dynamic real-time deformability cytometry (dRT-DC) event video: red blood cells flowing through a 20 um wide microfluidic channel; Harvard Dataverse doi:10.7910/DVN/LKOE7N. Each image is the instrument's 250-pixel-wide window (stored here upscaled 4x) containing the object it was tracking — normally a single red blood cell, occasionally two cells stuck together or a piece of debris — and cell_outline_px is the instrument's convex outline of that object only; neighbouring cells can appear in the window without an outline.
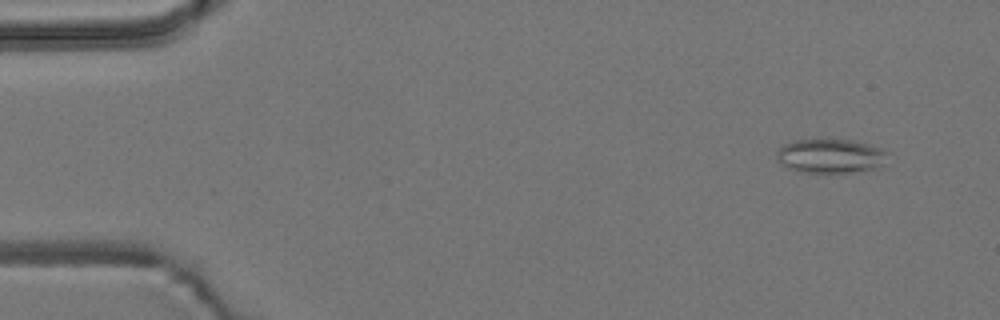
{"species": "common noctule bat (a hibernating species)", "species_latin": "Nyctalus noctula", "temperature_condition": "room temperature", "stored_images_in_passage": 6, "camera_frame_rate_fps": 3000, "um_per_image_px": 0.085, "animal": {"sex": "male", "body_mass_g": 19.2, "forearm_length_mm": 51.8}, "frame": {"image": 1, "passage_image": 2, "time_ms": 1.0, "image_size_px": [1000, 320], "cell_outline_px": [[892, 152], [880, 168], [824, 176], [800, 172], [788, 168], [780, 164], [776, 160], [776, 152], [784, 144], [792, 140], [816, 136], [852, 140], [868, 144]], "centroid_in_image_um": [70.57, 13.26], "position_along_channel_um": 14.4, "area_um2": 23.99}}
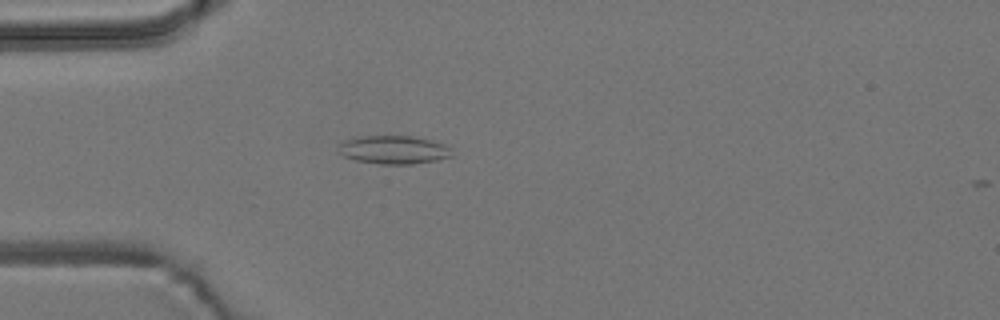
{"frame": {"image": 2, "passage_image": 5, "time_ms": 4.667, "image_size_px": [1000, 320], "cell_outline_px": [[452, 156], [440, 160], [412, 164], [380, 164], [356, 160], [344, 156], [340, 152], [340, 144], [344, 140], [352, 136], [416, 136], [432, 140], [444, 144], [448, 148]], "centroid_in_image_um": [33.47, 12.72], "position_along_channel_um": 51.5, "area_um2": 18.79}}